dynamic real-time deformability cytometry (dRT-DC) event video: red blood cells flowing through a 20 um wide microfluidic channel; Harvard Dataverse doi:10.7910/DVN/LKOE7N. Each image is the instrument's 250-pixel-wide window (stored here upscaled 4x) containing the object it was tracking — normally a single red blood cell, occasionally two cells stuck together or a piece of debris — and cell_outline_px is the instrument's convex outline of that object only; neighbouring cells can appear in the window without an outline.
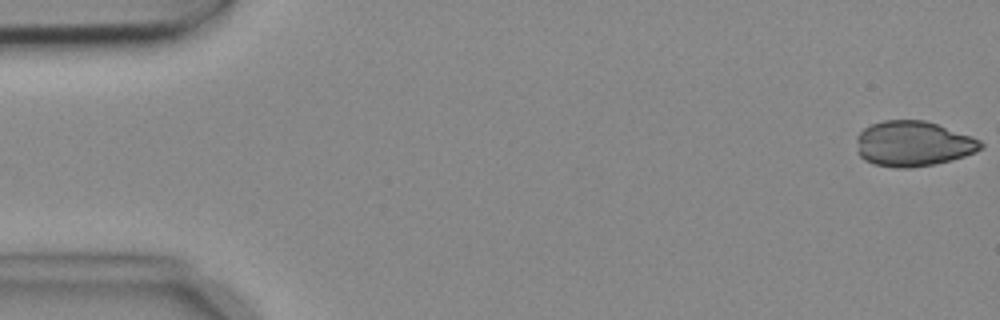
{"species": "common noctule bat (a hibernating species)", "species_latin": "Nyctalus noctula", "temperature_condition": "cold", "stored_images_in_passage": 6, "camera_frame_rate_fps": 3000, "um_per_image_px": 0.085, "animal": {"sex": "female", "body_mass_g": 18.4}, "frame": {"image": 1, "passage_image": 1, "time_ms": 0.0, "image_size_px": [1000, 320], "cell_outline_px": [[984, 148], [976, 152], [952, 160], [912, 168], [896, 168], [872, 164], [864, 160], [856, 152], [856, 136], [864, 128], [872, 124], [884, 120], [924, 120], [972, 136], [980, 140], [984, 144]], "centroid_in_image_um": [77.6, 12.23], "position_along_channel_um": 7.4, "area_um2": 33.06}}